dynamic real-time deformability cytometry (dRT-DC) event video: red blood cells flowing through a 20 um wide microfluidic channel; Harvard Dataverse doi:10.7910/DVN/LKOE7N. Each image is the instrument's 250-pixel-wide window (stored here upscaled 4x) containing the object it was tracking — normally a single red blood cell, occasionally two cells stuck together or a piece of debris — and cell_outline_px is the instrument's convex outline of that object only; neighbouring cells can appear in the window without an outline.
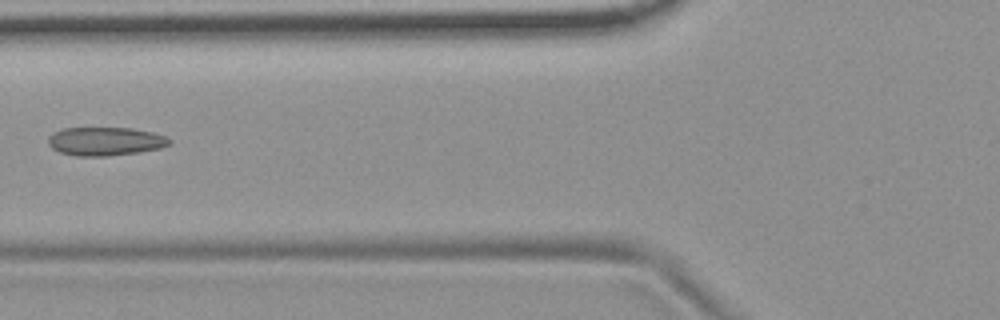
{"species": "common noctule bat (a hibernating species)", "species_latin": "Nyctalus noctula", "temperature_condition": "room temperature", "stored_images_in_passage": 7, "camera_frame_rate_fps": 3000, "um_per_image_px": 0.085, "animal": {"sex": "female", "body_mass_g": 19.9}, "frame": {"image": 1, "passage_image": 6, "time_ms": 1.667, "image_size_px": [1000, 320], "cell_outline_px": [[172, 144], [160, 148], [140, 152], [108, 156], [76, 156], [60, 152], [52, 148], [48, 144], [48, 136], [52, 132], [64, 128], [132, 128], [152, 132], [164, 136], [172, 140]], "centroid_in_image_um": [8.95, 12.01], "position_along_channel_um": 116.9, "area_um2": 20.29}}
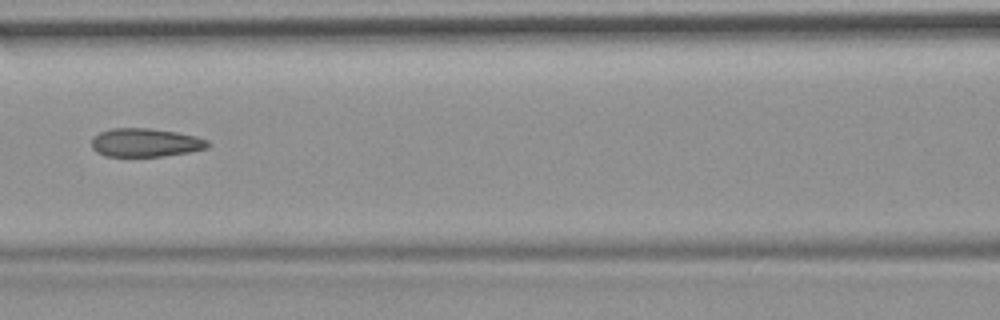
{"frame": {"image": 2, "passage_image": 7, "time_ms": 2.0, "image_size_px": [1000, 320], "cell_outline_px": [[208, 148], [188, 152], [160, 156], [104, 156], [96, 152], [92, 148], [92, 136], [100, 132], [112, 128], [148, 128], [176, 132], [196, 136], [208, 140]], "centroid_in_image_um": [12.33, 12.12], "position_along_channel_um": 154.3, "area_um2": 19.25}}